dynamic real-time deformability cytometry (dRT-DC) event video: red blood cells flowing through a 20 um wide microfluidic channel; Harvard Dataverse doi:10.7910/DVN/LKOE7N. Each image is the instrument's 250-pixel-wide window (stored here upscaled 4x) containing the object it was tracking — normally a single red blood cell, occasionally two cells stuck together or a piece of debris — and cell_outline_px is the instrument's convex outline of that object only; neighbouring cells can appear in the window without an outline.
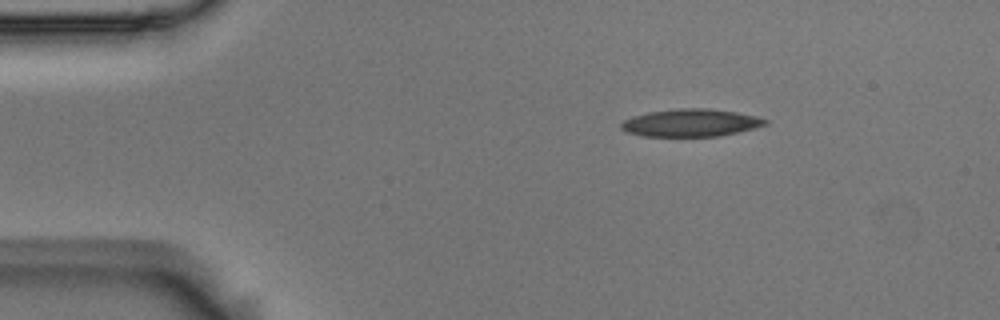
{"species": "Egyptian fruit bat (a non-hibernating species)", "species_latin": "Rousettus aegyptiacus", "temperature_condition": "room temperature", "stored_images_in_passage": 3, "camera_frame_rate_fps": 3000, "um_per_image_px": 0.085, "animal": {"sex": "male"}, "frame": {"image": 1, "passage_image": 1, "time_ms": 0.0, "image_size_px": [1000, 320], "cell_outline_px": [[768, 124], [756, 128], [720, 136], [644, 136], [628, 132], [620, 128], [620, 124], [624, 120], [632, 116], [648, 112], [676, 108], [708, 108], [736, 112], [756, 116], [768, 120]], "centroid_in_image_um": [58.73, 10.43], "position_along_channel_um": 26.3, "area_um2": 23.24}}